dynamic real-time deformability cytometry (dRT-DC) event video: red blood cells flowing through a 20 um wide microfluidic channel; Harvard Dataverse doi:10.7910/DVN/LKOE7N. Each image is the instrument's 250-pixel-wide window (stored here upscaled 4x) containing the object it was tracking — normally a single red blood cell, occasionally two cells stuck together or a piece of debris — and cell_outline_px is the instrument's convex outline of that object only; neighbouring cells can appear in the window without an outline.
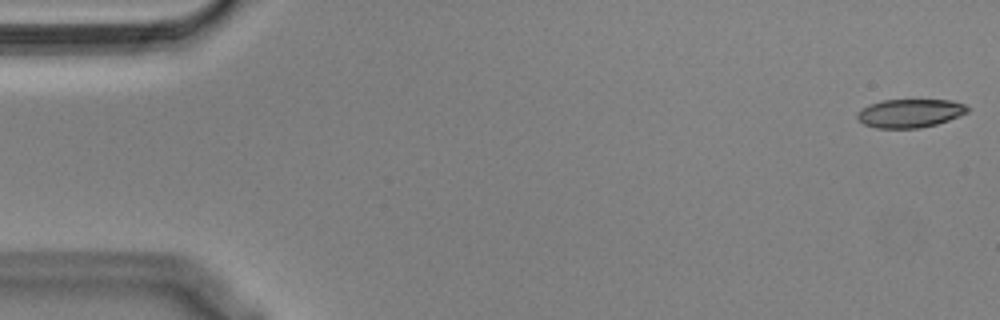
{"species": "Egyptian fruit bat (a non-hibernating species)", "species_latin": "Rousettus aegyptiacus", "temperature_condition": "cold", "stored_images_in_passage": 55, "camera_frame_rate_fps": 3000, "um_per_image_px": 0.085, "animal": {"sex": "male"}, "frame": {"image": 1, "passage_image": 1, "time_ms": 0.0, "image_size_px": [1000, 320], "cell_outline_px": [[972, 108], [968, 112], [960, 116], [936, 124], [920, 128], [876, 128], [864, 124], [856, 116], [856, 112], [868, 104], [884, 100], [952, 100], [964, 104]], "centroid_in_image_um": [77.36, 9.62], "position_along_channel_um": 7.6, "area_um2": 18.44}}
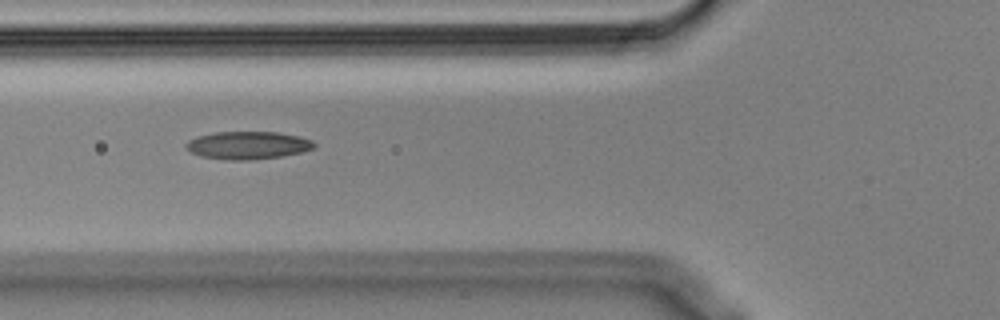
{"frame": {"image": 2, "passage_image": 20, "time_ms": 6.333, "image_size_px": [1000, 320], "cell_outline_px": [[316, 148], [300, 152], [280, 156], [248, 160], [228, 160], [200, 156], [192, 152], [184, 144], [188, 140], [196, 136], [216, 132], [276, 132], [300, 136], [312, 140], [316, 144]], "centroid_in_image_um": [21.07, 12.34], "position_along_channel_um": 104.7, "area_um2": 20.69}}
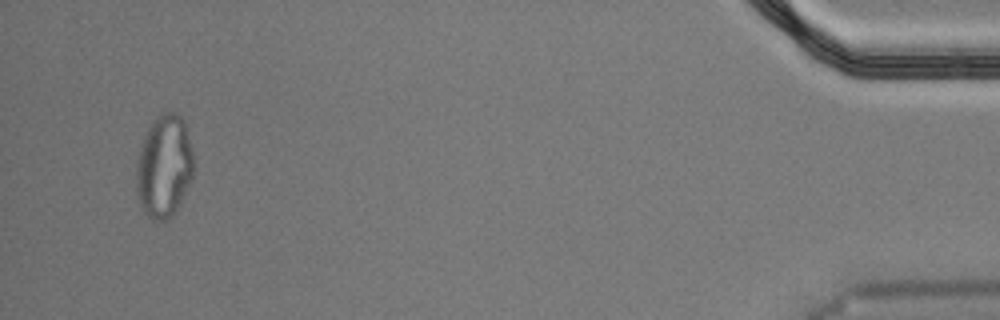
{"frame": {"image": 3, "passage_image": 53, "time_ms": 17.333, "image_size_px": [1000, 320], "cell_outline_px": [[192, 176], [180, 204], [176, 212], [172, 216], [164, 220], [152, 220], [144, 212], [140, 204], [136, 188], [136, 164], [140, 148], [144, 136], [152, 120], [160, 112], [176, 112], [184, 120], [192, 148]], "centroid_in_image_um": [13.93, 14.12], "position_along_channel_um": 421.3, "area_um2": 34.39}, "authors_computed_cell_mechanics": {"area_um2": 20.1722, "velocity_mm_per_s": 3.6011, "shape_relaxation_time_tau1_ms": null, "shape_relaxation_time_tau2_ms": 3.1229, "deformation_change_tau1": null, "deformation_change_tau2": 0.1095}}